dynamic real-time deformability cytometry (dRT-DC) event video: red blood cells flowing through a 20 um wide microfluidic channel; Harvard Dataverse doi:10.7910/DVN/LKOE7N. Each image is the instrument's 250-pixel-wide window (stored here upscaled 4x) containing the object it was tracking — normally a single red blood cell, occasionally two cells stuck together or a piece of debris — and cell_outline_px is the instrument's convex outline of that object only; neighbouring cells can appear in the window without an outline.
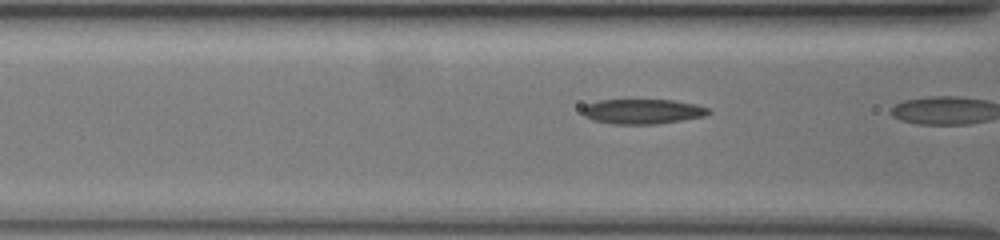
{"species": "common noctule bat (a hibernating species)", "species_latin": "Nyctalus noctula", "temperature_condition": "warm", "stored_images_in_passage": 26, "segment_of_instrument_passage": [2, 2], "camera_frame_rate_fps": 3000, "um_per_image_px": 0.085, "animal": {"sex": "female", "body_mass_g": 19.5, "forearm_length_mm": 54.1}, "frame": {"image": 1, "passage_image": 25, "time_ms": 8.0, "image_size_px": [1000, 240], "cell_outline_px": [[712, 112], [704, 116], [656, 124], [612, 124], [592, 120], [584, 116], [584, 108], [588, 104], [600, 100], [672, 100], [692, 104], [708, 108]], "centroid_in_image_um": [54.61, 9.48], "position_along_channel_um": 112.0, "area_um2": 17.98}}